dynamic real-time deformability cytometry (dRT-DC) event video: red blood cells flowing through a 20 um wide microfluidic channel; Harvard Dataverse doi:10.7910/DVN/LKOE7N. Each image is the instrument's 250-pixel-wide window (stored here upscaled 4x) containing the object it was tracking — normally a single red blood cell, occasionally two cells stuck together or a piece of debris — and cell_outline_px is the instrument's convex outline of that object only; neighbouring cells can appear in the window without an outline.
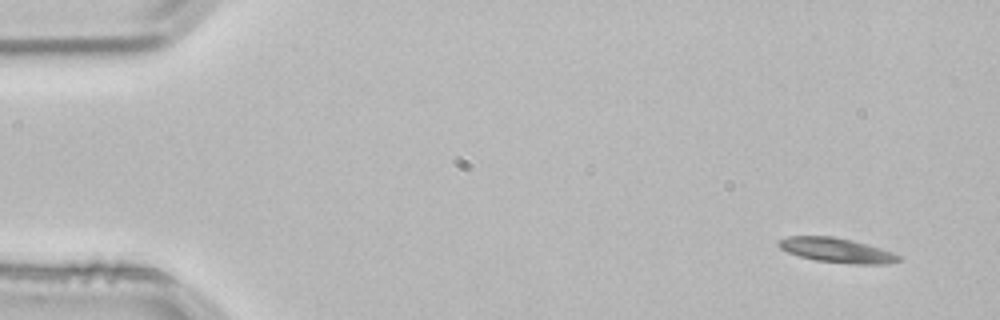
{"species": "common noctule bat (a hibernating species)", "species_latin": "Nyctalus noctula", "temperature_condition": "room temperature", "stored_images_in_passage": 3, "camera_frame_rate_fps": 3000, "um_per_image_px": 0.085, "animal": {"sex": "male", "body_mass_g": 21.5, "forearm_length_mm": 52.0}, "frame": {"image": 1, "passage_image": 1, "time_ms": 0.0, "image_size_px": [1000, 320], "cell_outline_px": [[904, 260], [888, 264], [856, 264], [816, 260], [800, 256], [788, 252], [780, 248], [776, 244], [780, 240], [788, 236], [832, 236], [852, 240], [880, 248], [892, 252], [900, 256]], "centroid_in_image_um": [71.15, 21.27], "position_along_channel_um": 13.9, "area_um2": 17.11}}
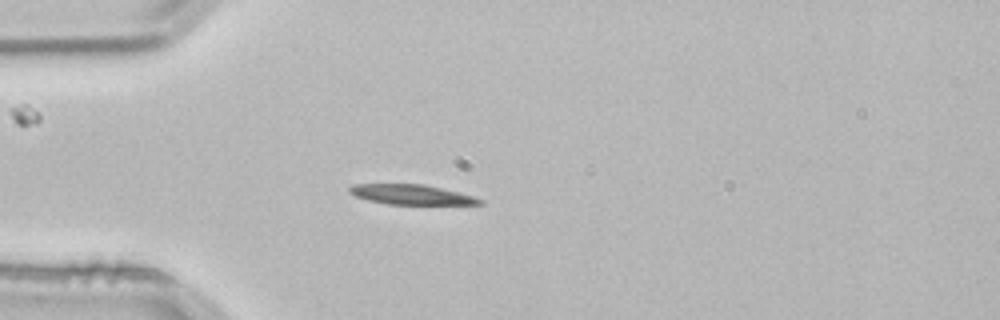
{"frame": {"image": 2, "passage_image": 3, "time_ms": 0.667, "image_size_px": [1000, 320], "cell_outline_px": [[484, 204], [388, 204], [368, 200], [356, 196], [348, 192], [348, 188], [352, 184], [424, 184], [460, 192], [484, 200]], "centroid_in_image_um": [34.96, 16.53], "position_along_channel_um": 50.0, "area_um2": 15.09}}